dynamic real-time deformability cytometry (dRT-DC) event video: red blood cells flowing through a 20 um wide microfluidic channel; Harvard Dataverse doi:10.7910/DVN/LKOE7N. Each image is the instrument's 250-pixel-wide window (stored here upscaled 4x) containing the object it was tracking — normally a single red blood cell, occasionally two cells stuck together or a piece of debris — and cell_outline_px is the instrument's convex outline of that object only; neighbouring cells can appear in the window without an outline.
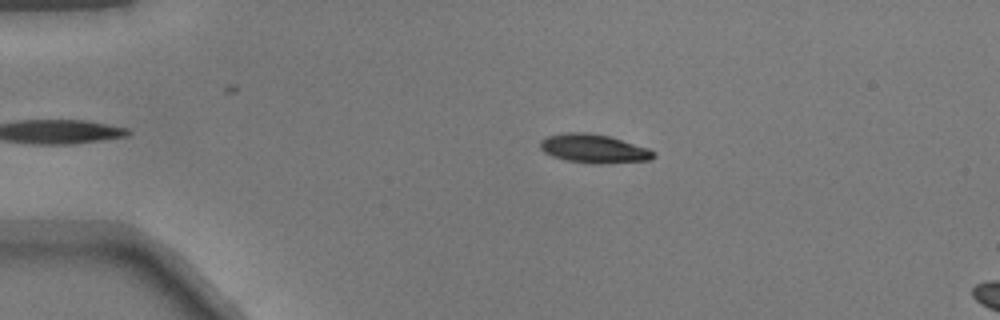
{"species": "common noctule bat (a hibernating species)", "species_latin": "Nyctalus noctula", "temperature_condition": "warm", "stored_images_in_passage": 6, "camera_frame_rate_fps": 3000, "um_per_image_px": 0.085, "animal": {"sex": "male", "body_mass_g": 17.9}, "frame": {"image": 1, "passage_image": 4, "time_ms": 1.0, "image_size_px": [1000, 320], "cell_outline_px": [[656, 156], [652, 160], [568, 160], [552, 156], [544, 152], [540, 148], [540, 140], [548, 136], [564, 132], [588, 132], [612, 136], [648, 148], [656, 152]], "centroid_in_image_um": [50.44, 12.54], "position_along_channel_um": 34.6, "area_um2": 17.98}}